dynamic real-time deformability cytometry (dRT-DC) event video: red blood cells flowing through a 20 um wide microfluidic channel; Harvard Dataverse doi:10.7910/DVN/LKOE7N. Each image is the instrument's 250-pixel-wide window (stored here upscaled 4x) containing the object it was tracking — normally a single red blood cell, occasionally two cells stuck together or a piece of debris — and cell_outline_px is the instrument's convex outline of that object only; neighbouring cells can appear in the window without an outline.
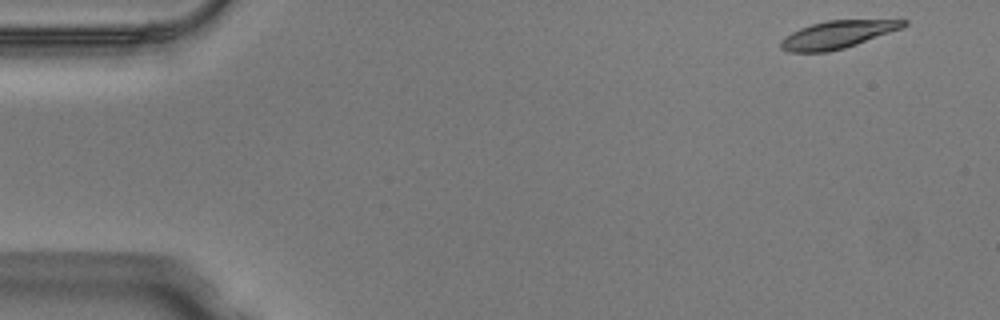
{"species": "Egyptian fruit bat (a non-hibernating species)", "species_latin": "Rousettus aegyptiacus", "temperature_condition": "warm", "stored_images_in_passage": 48, "camera_frame_rate_fps": 3000, "um_per_image_px": 0.085, "animal": {"sex": "male"}, "frame": {"image": 1, "passage_image": 1, "time_ms": 0.0, "image_size_px": [1000, 320], "cell_outline_px": [[908, 24], [904, 28], [844, 48], [828, 52], [788, 52], [780, 48], [780, 40], [792, 32], [800, 28], [812, 24], [828, 20], [908, 20]], "centroid_in_image_um": [71.19, 2.94], "position_along_channel_um": 13.8, "area_um2": 19.71}}
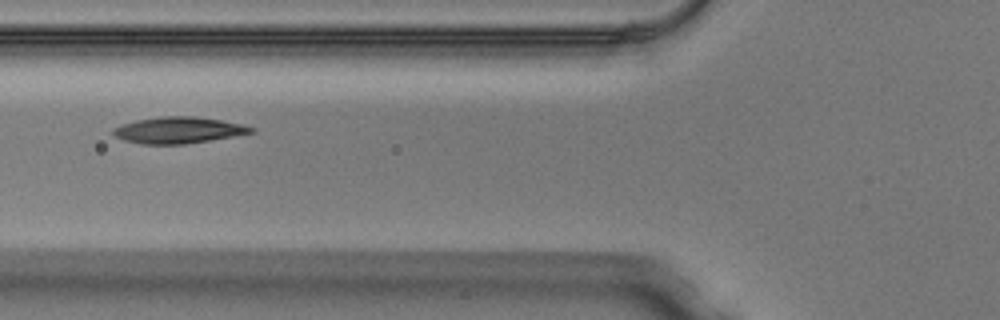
{"frame": {"image": 2, "passage_image": 17, "time_ms": 5.333, "image_size_px": [1000, 320], "cell_outline_px": [[256, 132], [212, 140], [184, 144], [140, 144], [124, 140], [116, 136], [112, 132], [112, 128], [136, 120], [160, 116], [196, 116], [244, 124], [256, 128]], "centroid_in_image_um": [15.21, 11.06], "position_along_channel_um": 110.6, "area_um2": 21.33}}
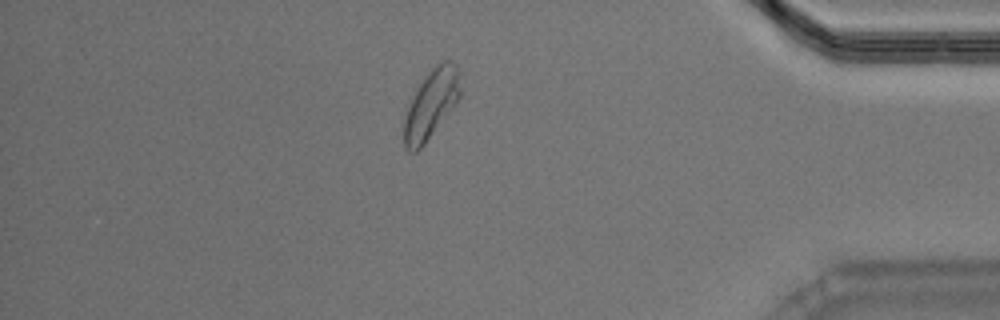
{"frame": {"image": 3, "passage_image": 41, "time_ms": 13.333, "image_size_px": [1000, 320], "cell_outline_px": [[460, 96], [456, 104], [424, 144], [416, 152], [408, 152], [404, 148], [404, 116], [412, 96], [424, 76], [440, 60], [452, 60], [456, 64], [460, 72]], "centroid_in_image_um": [36.65, 8.82], "position_along_channel_um": 398.5, "area_um2": 22.83}, "authors_computed_cell_mechanics": {"area_um2": 20.8658, "velocity_mm_per_s": 4.0257, "shape_relaxation_time_tau1_ms": 3.227, "shape_relaxation_time_tau2_ms": 3.1648, "deformation_change_tau1": 0.1332, "deformation_change_tau2": 0.075}}